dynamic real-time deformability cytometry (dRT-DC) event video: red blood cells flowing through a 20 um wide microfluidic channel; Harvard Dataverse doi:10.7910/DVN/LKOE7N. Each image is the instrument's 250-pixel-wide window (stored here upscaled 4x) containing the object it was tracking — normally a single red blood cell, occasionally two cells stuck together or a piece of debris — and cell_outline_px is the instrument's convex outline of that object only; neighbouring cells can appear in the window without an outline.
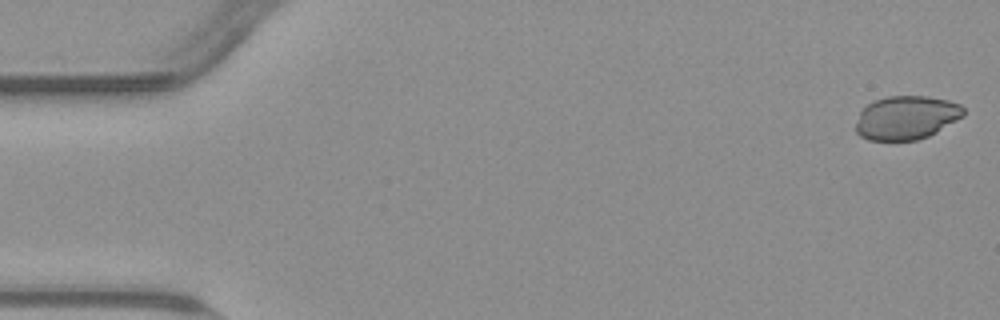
{"species": "common noctule bat (a hibernating species)", "species_latin": "Nyctalus noctula", "temperature_condition": "warm", "stored_images_in_passage": 54, "camera_frame_rate_fps": 3000, "um_per_image_px": 0.085, "animal": {"sex": "male", "body_mass_g": 23.1, "forearm_length_mm": 52.7}, "frame": {"image": 1, "passage_image": 1, "time_ms": 0.0, "image_size_px": [1000, 320], "cell_outline_px": [[964, 116], [936, 132], [928, 136], [916, 140], [868, 140], [860, 136], [856, 132], [856, 124], [860, 112], [868, 104], [876, 100], [888, 96], [928, 96], [948, 100], [960, 104], [964, 108]], "centroid_in_image_um": [77.05, 10.0], "position_along_channel_um": 7.9, "area_um2": 27.34}}
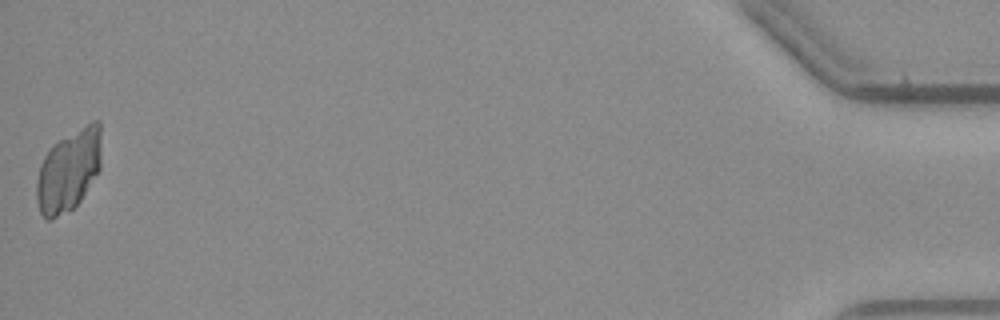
{"frame": {"image": 2, "passage_image": 54, "time_ms": 17.667, "image_size_px": [1000, 320], "cell_outline_px": [[100, 168], [80, 200], [72, 208], [52, 220], [48, 220], [40, 212], [36, 200], [36, 180], [40, 164], [44, 156], [52, 144], [92, 120], [100, 120]], "centroid_in_image_um": [5.81, 14.48], "position_along_channel_um": 429.4, "area_um2": 30.75}}